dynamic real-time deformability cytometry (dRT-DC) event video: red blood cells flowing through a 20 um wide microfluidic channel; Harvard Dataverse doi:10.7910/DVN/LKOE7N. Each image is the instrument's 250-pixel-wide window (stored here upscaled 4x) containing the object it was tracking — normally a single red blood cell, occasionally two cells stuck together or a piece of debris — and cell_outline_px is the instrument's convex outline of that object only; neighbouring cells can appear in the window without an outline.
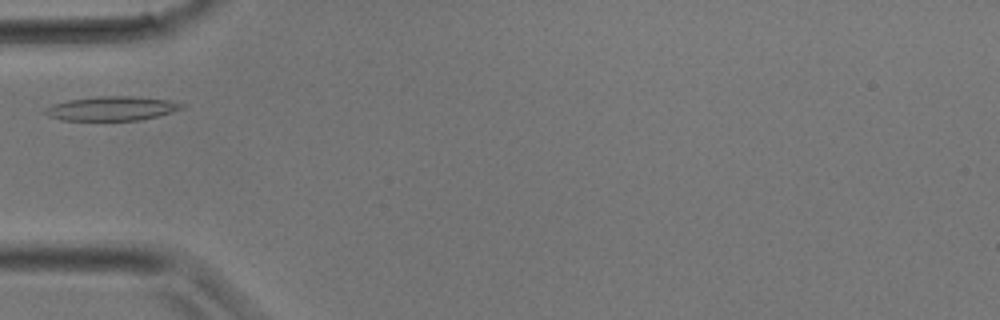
{"species": "common noctule bat (a hibernating species)", "species_latin": "Nyctalus noctula", "temperature_condition": "room temperature", "stored_images_in_passage": 1, "camera_frame_rate_fps": 3000, "um_per_image_px": 0.085, "animal": {"sex": "male", "body_mass_g": 17.9}, "frame": {"image": 1, "passage_image": 1, "time_ms": 0.0, "image_size_px": [1000, 320], "cell_outline_px": [[188, 104], [184, 108], [172, 112], [140, 120], [60, 120], [48, 116], [44, 112], [44, 108], [52, 104], [68, 100], [100, 96], [136, 96], [168, 100]], "centroid_in_image_um": [9.51, 9.21], "position_along_channel_um": 75.5, "area_um2": 19.36}}